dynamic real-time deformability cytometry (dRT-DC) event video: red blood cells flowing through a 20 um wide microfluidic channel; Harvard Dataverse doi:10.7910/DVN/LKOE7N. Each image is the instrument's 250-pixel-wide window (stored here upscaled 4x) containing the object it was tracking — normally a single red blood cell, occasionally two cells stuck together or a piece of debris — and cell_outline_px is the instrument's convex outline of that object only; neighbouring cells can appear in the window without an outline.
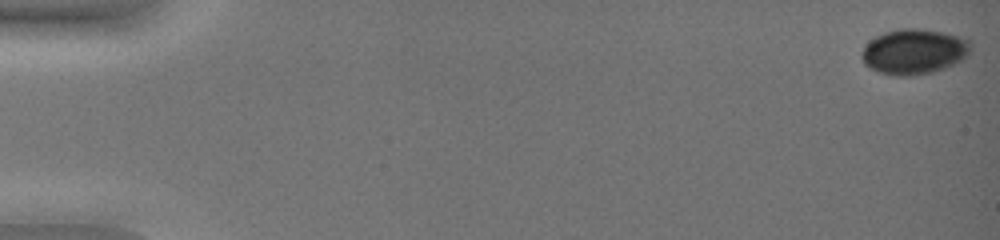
{"species": "common noctule bat (a hibernating species)", "species_latin": "Nyctalus noctula", "temperature_condition": "warm", "stored_images_in_passage": 18, "camera_frame_rate_fps": 3000, "um_per_image_px": 0.085, "animal": {"sex": "female", "body_mass_g": 19.0, "forearm_length_mm": 51.5}, "frame": {"image": 1, "passage_image": 1, "time_ms": 0.0, "image_size_px": [1000, 240], "cell_outline_px": [[972, 48], [968, 56], [944, 68], [932, 72], [912, 76], [892, 76], [868, 68], [864, 64], [860, 56], [868, 40], [884, 32], [900, 28], [920, 28], [940, 32], [972, 40]], "centroid_in_image_um": [77.67, 4.39], "position_along_channel_um": 7.3, "area_um2": 29.02}}
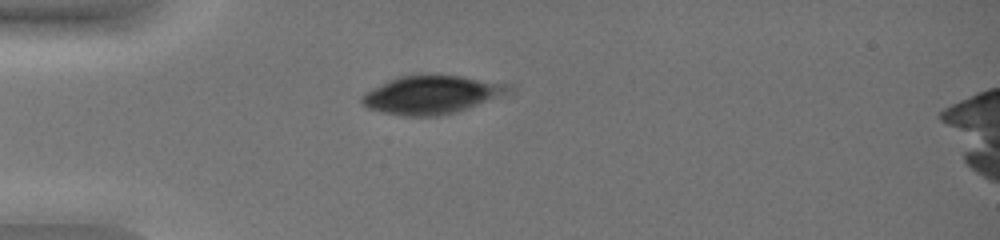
{"frame": {"image": 2, "passage_image": 16, "time_ms": 5.0, "image_size_px": [1000, 240], "cell_outline_px": [[516, 92], [456, 112], [440, 116], [404, 116], [384, 112], [368, 108], [360, 100], [360, 96], [364, 92], [388, 80], [400, 76], [460, 76], [516, 84]], "centroid_in_image_um": [36.8, 8.06], "position_along_channel_um": 48.2, "area_um2": 33.06}}